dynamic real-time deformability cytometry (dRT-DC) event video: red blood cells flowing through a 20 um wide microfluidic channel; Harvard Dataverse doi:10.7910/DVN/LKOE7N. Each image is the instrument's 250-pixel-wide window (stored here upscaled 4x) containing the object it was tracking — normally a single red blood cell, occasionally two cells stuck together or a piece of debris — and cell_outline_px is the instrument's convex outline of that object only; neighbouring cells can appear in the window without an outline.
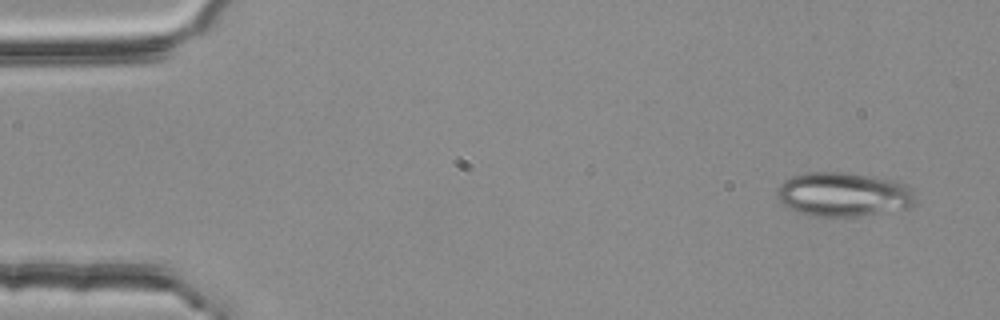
{"species": "common noctule bat (a hibernating species)", "species_latin": "Nyctalus noctula", "temperature_condition": "room temperature", "stored_images_in_passage": 3, "camera_frame_rate_fps": 3000, "um_per_image_px": 0.085, "animal": {"sex": "female", "body_mass_g": 25.1}, "frame": {"image": 1, "passage_image": 1, "time_ms": 0.0, "image_size_px": [1000, 320], "cell_outline_px": [[916, 200], [912, 204], [904, 208], [860, 216], [808, 216], [796, 212], [788, 208], [780, 200], [776, 192], [784, 180], [788, 176], [808, 172], [844, 172], [872, 176], [896, 180], [908, 184]], "centroid_in_image_um": [71.66, 16.51], "position_along_channel_um": 13.3, "area_um2": 35.72}}